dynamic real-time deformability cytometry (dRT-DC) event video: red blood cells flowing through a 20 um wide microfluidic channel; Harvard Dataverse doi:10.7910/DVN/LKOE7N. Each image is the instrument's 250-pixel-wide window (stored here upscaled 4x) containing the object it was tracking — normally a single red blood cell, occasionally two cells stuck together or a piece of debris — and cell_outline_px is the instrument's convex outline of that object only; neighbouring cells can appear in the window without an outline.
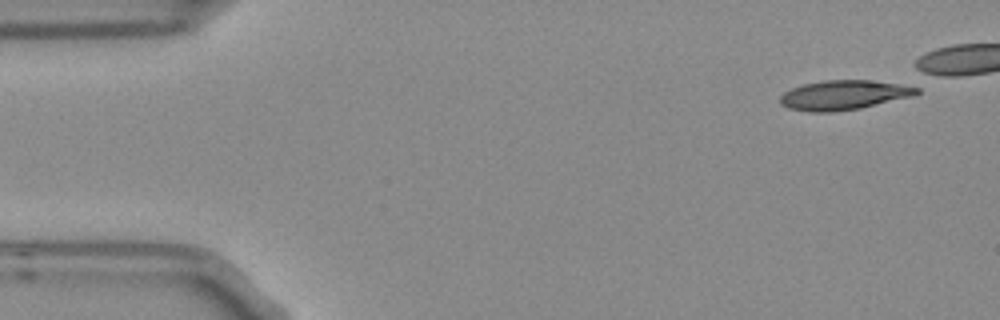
{"species": "Egyptian fruit bat (a non-hibernating species)", "species_latin": "Rousettus aegyptiacus", "temperature_condition": "room temperature", "stored_images_in_passage": 4, "camera_frame_rate_fps": 3000, "um_per_image_px": 0.085, "frame": {"image": 1, "passage_image": 1, "time_ms": 0.0, "image_size_px": [1000, 320], "cell_outline_px": [[920, 92], [916, 96], [860, 108], [832, 112], [808, 112], [788, 108], [780, 104], [780, 96], [784, 92], [792, 88], [804, 84], [824, 80], [868, 80], [920, 84]], "centroid_in_image_um": [71.86, 8.06], "position_along_channel_um": 13.1, "area_um2": 24.22}}